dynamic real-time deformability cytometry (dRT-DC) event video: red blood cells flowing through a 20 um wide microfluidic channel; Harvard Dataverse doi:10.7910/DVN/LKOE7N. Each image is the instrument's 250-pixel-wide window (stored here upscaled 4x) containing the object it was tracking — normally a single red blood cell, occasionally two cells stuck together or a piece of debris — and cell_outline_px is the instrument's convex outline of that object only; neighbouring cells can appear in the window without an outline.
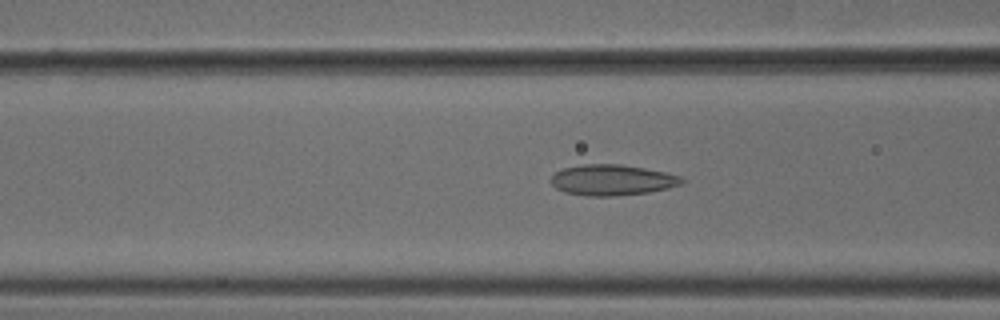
{"species": "common noctule bat (a hibernating species)", "species_latin": "Nyctalus noctula", "temperature_condition": "cold", "stored_images_in_passage": 44, "camera_frame_rate_fps": 3000, "um_per_image_px": 0.085, "animal": {"sex": "male", "body_mass_g": 18.8}, "frame": {"image": 1, "passage_image": 12, "time_ms": 3.667, "image_size_px": [1000, 320], "cell_outline_px": [[684, 180], [680, 184], [668, 188], [648, 192], [616, 196], [588, 196], [564, 192], [556, 188], [552, 184], [552, 176], [560, 168], [584, 164], [620, 164], [644, 168], [684, 176]], "centroid_in_image_um": [52.03, 15.3], "position_along_channel_um": 114.6, "area_um2": 23.47}}
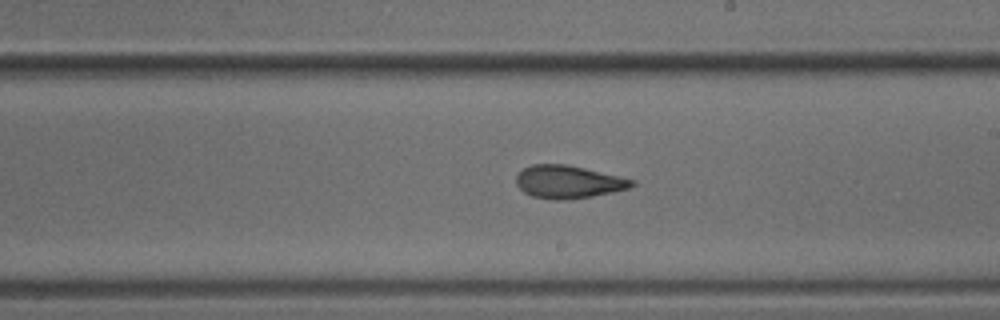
{"frame": {"image": 2, "passage_image": 22, "time_ms": 7.0, "image_size_px": [1000, 320], "cell_outline_px": [[636, 184], [628, 188], [592, 196], [568, 200], [552, 200], [532, 196], [524, 192], [516, 184], [516, 176], [524, 168], [532, 164], [568, 164], [636, 180]], "centroid_in_image_um": [48.29, 15.46], "position_along_channel_um": 240.7, "area_um2": 22.14}}
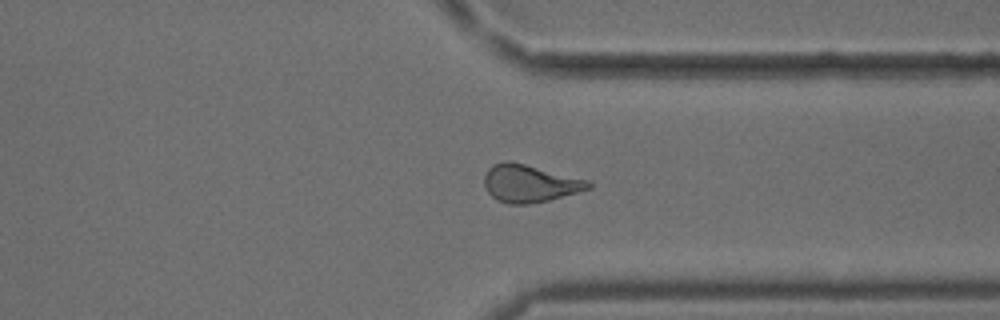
{"frame": {"image": 3, "passage_image": 32, "time_ms": 10.333, "image_size_px": [1000, 320], "cell_outline_px": [[592, 188], [548, 200], [528, 204], [508, 204], [496, 200], [488, 192], [484, 184], [484, 176], [488, 168], [492, 164], [504, 160], [508, 160], [592, 180]], "centroid_in_image_um": [45.03, 15.58], "position_along_channel_um": 366.4, "area_um2": 23.0}, "authors_computed_cell_mechanics": {"area_um2": 22.6287, "velocity_mm_per_s": 3.7722, "shape_relaxation_time_tau1_ms": null, "shape_relaxation_time_tau2_ms": 2.0468, "deformation_change_tau1": null, "deformation_change_tau2": 0.0985}}